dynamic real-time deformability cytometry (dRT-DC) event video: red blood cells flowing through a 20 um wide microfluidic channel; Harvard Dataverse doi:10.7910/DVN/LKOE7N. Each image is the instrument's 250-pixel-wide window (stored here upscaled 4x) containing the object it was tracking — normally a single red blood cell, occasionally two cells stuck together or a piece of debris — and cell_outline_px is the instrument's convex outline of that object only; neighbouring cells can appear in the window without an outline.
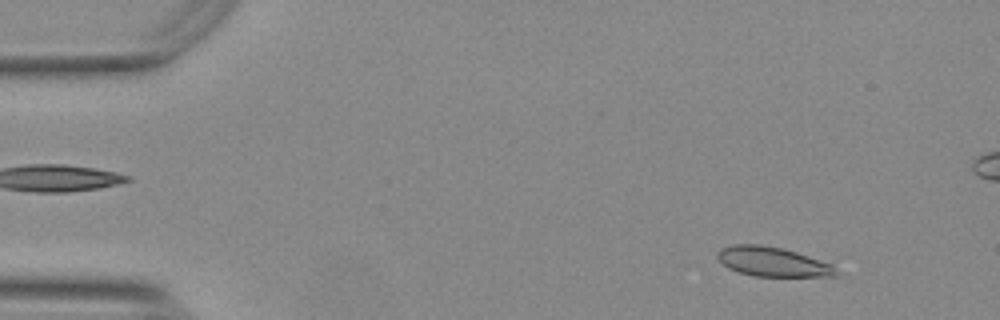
{"species": "Egyptian fruit bat (a non-hibernating species)", "species_latin": "Rousettus aegyptiacus", "temperature_condition": "warm", "stored_images_in_passage": 25, "camera_frame_rate_fps": 3000, "um_per_image_px": 0.085, "animal": {"sex": "female"}, "frame": {"image": 1, "passage_image": 5, "time_ms": 1.333, "image_size_px": [1000, 320], "cell_outline_px": [[840, 276], [756, 276], [740, 272], [728, 268], [716, 256], [716, 252], [720, 248], [732, 244], [760, 244], [780, 248], [796, 252], [832, 264]], "centroid_in_image_um": [65.65, 22.24], "position_along_channel_um": 19.4, "area_um2": 20.23}}
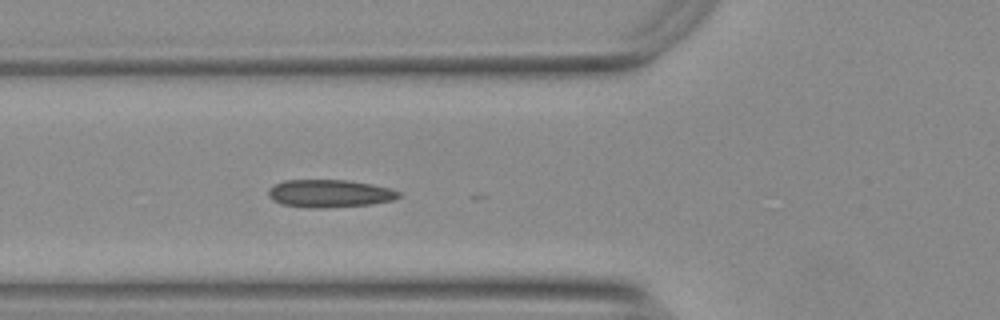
{"frame": {"image": 2, "passage_image": 19, "time_ms": 6.0, "image_size_px": [1000, 320], "cell_outline_px": [[404, 196], [392, 200], [372, 204], [324, 208], [308, 208], [284, 204], [272, 200], [268, 196], [268, 188], [284, 180], [348, 180], [372, 184], [388, 188], [400, 192]], "centroid_in_image_um": [28.02, 16.45], "position_along_channel_um": 97.8, "area_um2": 21.15}}
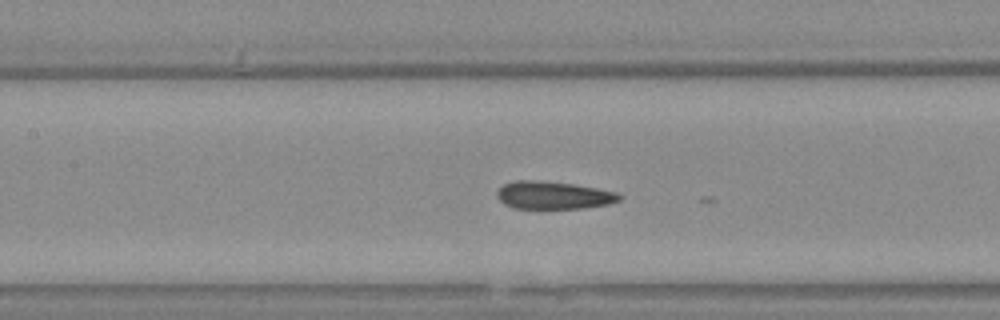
{"frame": {"image": 3, "passage_image": 24, "time_ms": 7.667, "image_size_px": [1000, 320], "cell_outline_px": [[624, 196], [620, 200], [608, 204], [584, 208], [512, 208], [504, 204], [496, 196], [496, 192], [504, 184], [516, 180], [540, 180], [572, 184], [596, 188], [616, 192]], "centroid_in_image_um": [47.03, 16.59], "position_along_channel_um": 160.4, "area_um2": 19.77}}